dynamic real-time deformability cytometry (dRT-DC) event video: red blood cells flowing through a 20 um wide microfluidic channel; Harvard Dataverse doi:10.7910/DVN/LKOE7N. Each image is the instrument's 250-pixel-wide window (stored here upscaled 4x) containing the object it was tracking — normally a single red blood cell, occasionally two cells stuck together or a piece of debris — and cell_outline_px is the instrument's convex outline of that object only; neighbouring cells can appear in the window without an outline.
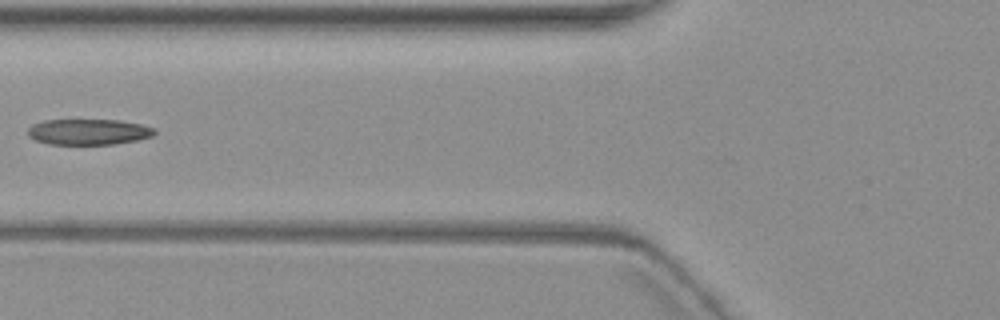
{"species": "common noctule bat (a hibernating species)", "species_latin": "Nyctalus noctula", "temperature_condition": "warm", "stored_images_in_passage": 7, "camera_frame_rate_fps": 3000, "um_per_image_px": 0.085, "animal": {"sex": "female", "body_mass_g": 19.3, "forearm_length_mm": 54.1}, "frame": {"image": 1, "passage_image": 7, "time_ms": 7.333, "image_size_px": [1000, 320], "cell_outline_px": [[156, 132], [152, 136], [136, 140], [116, 144], [48, 144], [36, 140], [28, 136], [28, 128], [32, 124], [44, 120], [120, 120], [140, 124], [156, 128]], "centroid_in_image_um": [7.52, 11.2], "position_along_channel_um": 118.3, "area_um2": 19.07}}